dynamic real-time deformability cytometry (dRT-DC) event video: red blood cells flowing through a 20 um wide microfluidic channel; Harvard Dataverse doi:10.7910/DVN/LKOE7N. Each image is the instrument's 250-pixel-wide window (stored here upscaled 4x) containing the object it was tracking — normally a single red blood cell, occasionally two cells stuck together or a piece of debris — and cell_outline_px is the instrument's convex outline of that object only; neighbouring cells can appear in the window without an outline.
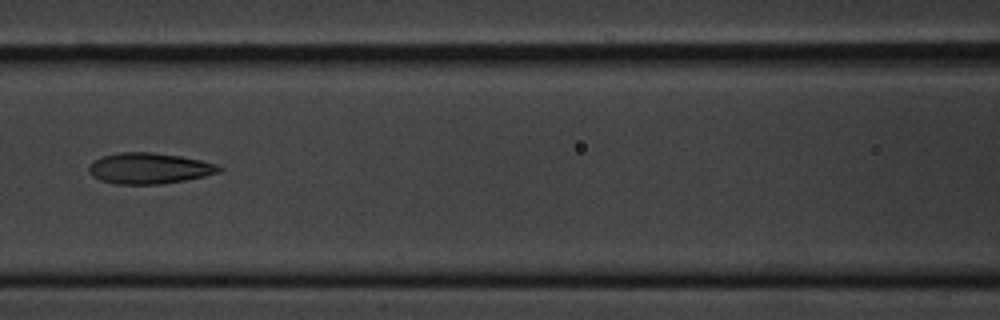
{"species": "common noctule bat (a hibernating species)", "species_latin": "Nyctalus noctula", "temperature_condition": "cold", "stored_images_in_passage": 9, "camera_frame_rate_fps": 3000, "um_per_image_px": 0.085, "animal": {"sex": "male", "body_mass_g": 20.1, "forearm_length_mm": 53.5}, "frame": {"image": 1, "passage_image": 7, "time_ms": 7.0, "image_size_px": [1000, 320], "cell_outline_px": [[224, 168], [220, 172], [204, 176], [184, 180], [160, 184], [116, 184], [100, 180], [92, 176], [88, 172], [88, 164], [92, 160], [100, 156], [120, 152], [152, 152], [180, 156], [200, 160], [216, 164]], "centroid_in_image_um": [12.63, 14.3], "position_along_channel_um": 154.0, "area_um2": 23.64}}
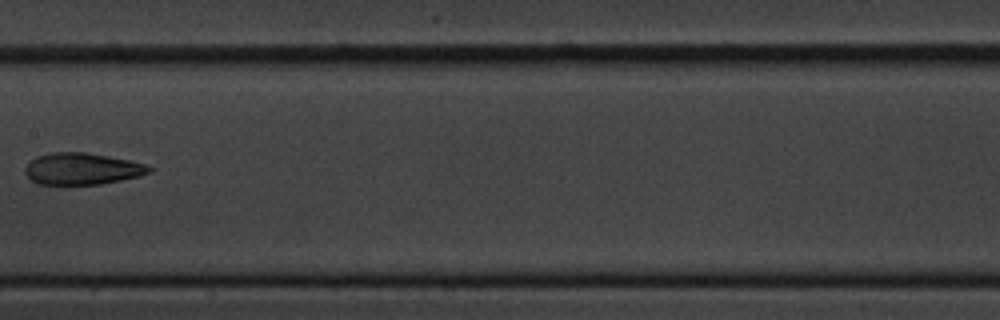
{"frame": {"image": 2, "passage_image": 8, "time_ms": 8.333, "image_size_px": [1000, 320], "cell_outline_px": [[156, 168], [152, 172], [140, 176], [100, 184], [36, 184], [24, 172], [24, 168], [36, 156], [52, 152], [84, 152], [108, 156], [128, 160], [144, 164]], "centroid_in_image_um": [7.0, 14.34], "position_along_channel_um": 200.4, "area_um2": 22.89}}
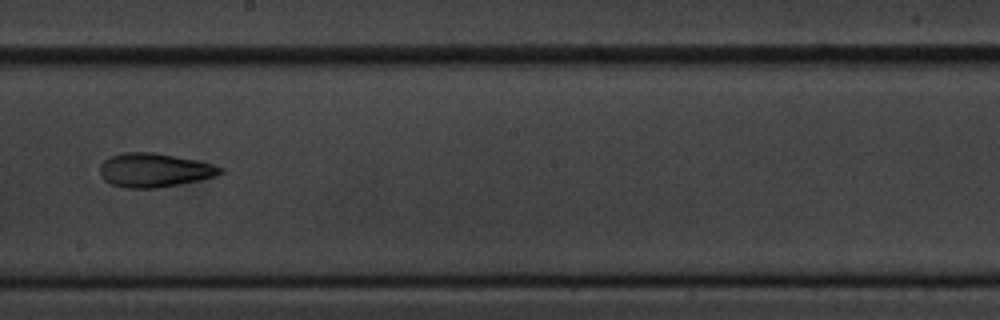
{"frame": {"image": 3, "passage_image": 9, "time_ms": 9.333, "image_size_px": [1000, 320], "cell_outline_px": [[224, 172], [216, 176], [200, 180], [180, 184], [156, 188], [128, 188], [112, 184], [104, 180], [100, 176], [100, 164], [104, 160], [112, 156], [124, 152], [152, 152], [196, 160], [212, 164], [224, 168]], "centroid_in_image_um": [13.12, 14.47], "position_along_channel_um": 235.1, "area_um2": 23.76}}